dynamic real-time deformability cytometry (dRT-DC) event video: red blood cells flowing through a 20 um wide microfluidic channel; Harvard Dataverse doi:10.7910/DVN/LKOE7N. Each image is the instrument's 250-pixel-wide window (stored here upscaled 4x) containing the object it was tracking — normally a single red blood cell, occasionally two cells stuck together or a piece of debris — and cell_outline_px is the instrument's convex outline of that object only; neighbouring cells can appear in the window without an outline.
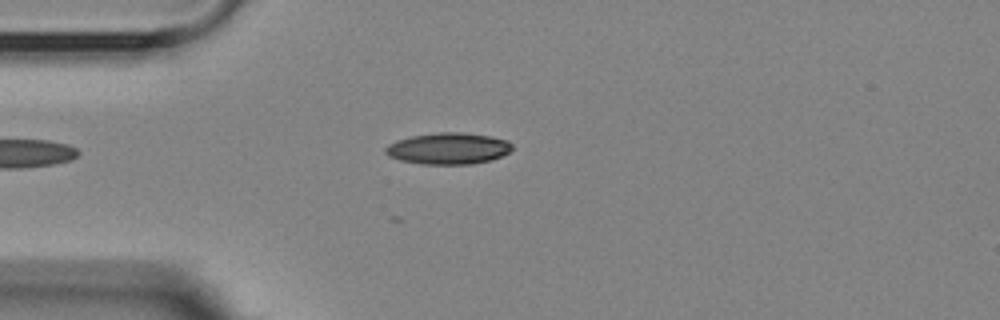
{"species": "Egyptian fruit bat (a non-hibernating species)", "species_latin": "Rousettus aegyptiacus", "temperature_condition": "room temperature", "stored_images_in_passage": 4, "camera_frame_rate_fps": 3000, "um_per_image_px": 0.085, "animal": {"sex": "female"}, "frame": {"image": 1, "passage_image": 4, "time_ms": 4.333, "image_size_px": [1000, 320], "cell_outline_px": [[512, 148], [508, 152], [492, 160], [472, 164], [420, 164], [400, 160], [388, 156], [384, 152], [384, 148], [388, 144], [396, 140], [412, 136], [436, 132], [464, 132], [492, 136], [508, 140], [512, 144]], "centroid_in_image_um": [38.09, 12.61], "position_along_channel_um": 46.9, "area_um2": 23.47}}